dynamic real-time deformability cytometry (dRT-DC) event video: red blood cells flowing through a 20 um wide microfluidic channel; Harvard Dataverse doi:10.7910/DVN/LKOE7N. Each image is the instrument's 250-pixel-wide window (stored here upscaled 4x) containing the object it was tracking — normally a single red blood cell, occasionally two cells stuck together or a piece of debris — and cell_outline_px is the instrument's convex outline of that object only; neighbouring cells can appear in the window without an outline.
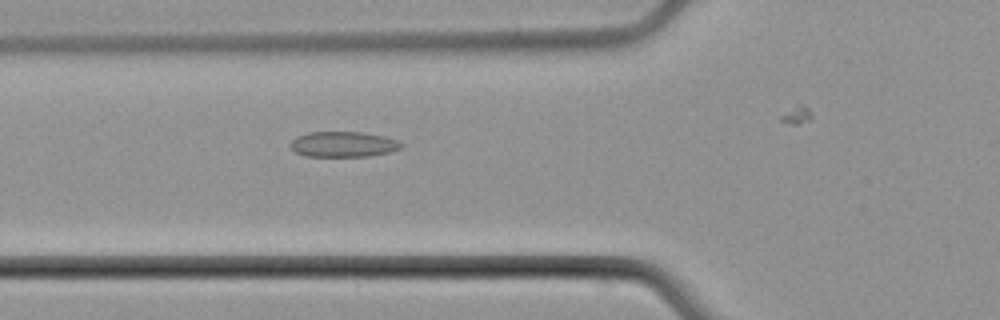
{"species": "common noctule bat (a hibernating species)", "species_latin": "Nyctalus noctula", "temperature_condition": "cold", "stored_images_in_passage": 6, "camera_frame_rate_fps": 3000, "um_per_image_px": 0.085, "animal": {"sex": "male", "body_mass_g": 21.5, "forearm_length_mm": 52.0}, "frame": {"image": 1, "passage_image": 6, "time_ms": 6.0, "image_size_px": [1000, 320], "cell_outline_px": [[404, 144], [400, 148], [388, 152], [368, 156], [304, 156], [296, 152], [288, 144], [296, 136], [308, 132], [364, 132], [384, 136], [400, 140]], "centroid_in_image_um": [29.18, 12.25], "position_along_channel_um": 96.6, "area_um2": 16.53}}